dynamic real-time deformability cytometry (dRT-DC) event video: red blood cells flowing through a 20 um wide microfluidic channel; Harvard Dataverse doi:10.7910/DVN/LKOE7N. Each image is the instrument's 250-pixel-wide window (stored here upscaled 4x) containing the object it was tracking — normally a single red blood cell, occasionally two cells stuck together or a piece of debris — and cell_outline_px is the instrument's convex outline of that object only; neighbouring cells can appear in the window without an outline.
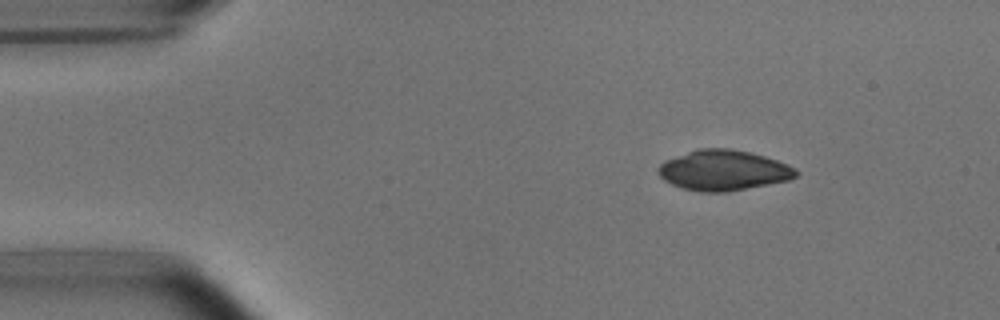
{"species": "common noctule bat (a hibernating species)", "species_latin": "Nyctalus noctula", "temperature_condition": "room temperature", "stored_images_in_passage": 3, "camera_frame_rate_fps": 3000, "um_per_image_px": 0.085, "animal": {"sex": "male", "body_mass_g": 15.6}, "frame": {"image": 1, "passage_image": 1, "time_ms": 0.0, "image_size_px": [1000, 320], "cell_outline_px": [[800, 172], [796, 176], [788, 180], [728, 192], [700, 192], [684, 188], [672, 184], [664, 180], [656, 172], [656, 168], [664, 160], [700, 148], [728, 148], [748, 152], [764, 156], [788, 164], [796, 168]], "centroid_in_image_um": [61.48, 14.48], "position_along_channel_um": 23.5, "area_um2": 32.37}}